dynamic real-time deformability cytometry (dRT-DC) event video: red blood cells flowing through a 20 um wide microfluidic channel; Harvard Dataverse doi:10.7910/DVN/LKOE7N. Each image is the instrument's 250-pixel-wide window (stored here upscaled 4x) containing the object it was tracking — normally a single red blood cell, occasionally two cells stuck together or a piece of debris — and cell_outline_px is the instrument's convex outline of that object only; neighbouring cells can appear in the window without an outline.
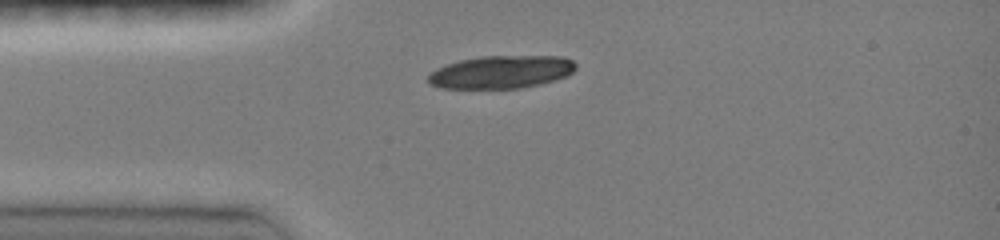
{"species": "common noctule bat (a hibernating species)", "species_latin": "Nyctalus noctula", "temperature_condition": "room temperature", "stored_images_in_passage": 13, "camera_frame_rate_fps": 3000, "um_per_image_px": 0.085, "animal": {"sex": "female", "body_mass_g": 19.0, "forearm_length_mm": 51.5}, "frame": {"image": 1, "passage_image": 13, "time_ms": 4.0, "image_size_px": [1000, 240], "cell_outline_px": [[576, 68], [568, 76], [540, 84], [520, 88], [440, 88], [428, 84], [428, 76], [436, 68], [460, 60], [480, 56], [560, 56], [572, 60], [576, 64]], "centroid_in_image_um": [42.61, 6.12], "position_along_channel_um": 42.4, "area_um2": 28.26}}